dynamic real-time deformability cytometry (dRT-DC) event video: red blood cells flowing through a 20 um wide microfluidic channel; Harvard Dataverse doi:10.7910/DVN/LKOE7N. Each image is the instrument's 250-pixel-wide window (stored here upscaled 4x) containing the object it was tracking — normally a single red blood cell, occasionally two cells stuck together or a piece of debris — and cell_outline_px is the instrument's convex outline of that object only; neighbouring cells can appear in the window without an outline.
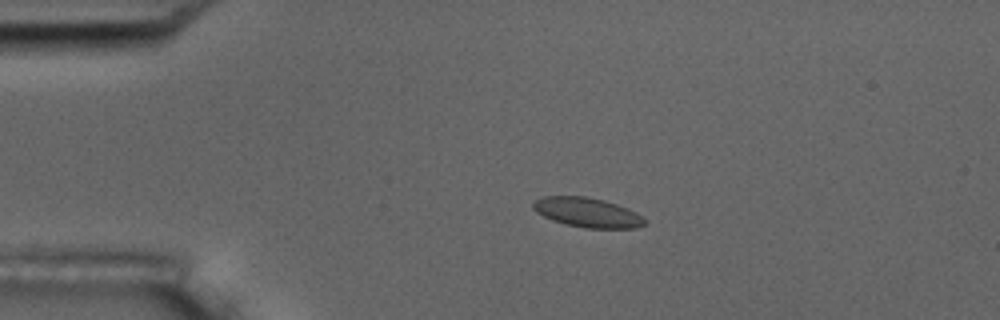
{"species": "common noctule bat (a hibernating species)", "species_latin": "Nyctalus noctula", "temperature_condition": "room temperature", "stored_images_in_passage": 5, "camera_frame_rate_fps": 3000, "um_per_image_px": 0.085, "animal": {"sex": "male", "body_mass_g": 17.5, "forearm_length_mm": 52.3}, "frame": {"image": 1, "passage_image": 4, "time_ms": 3.333, "image_size_px": [1000, 320], "cell_outline_px": [[648, 220], [644, 224], [636, 228], [584, 228], [564, 224], [552, 220], [536, 212], [532, 208], [532, 204], [536, 200], [544, 196], [588, 196], [604, 200], [628, 208], [644, 216]], "centroid_in_image_um": [49.95, 18.06], "position_along_channel_um": 35.1, "area_um2": 19.42}}